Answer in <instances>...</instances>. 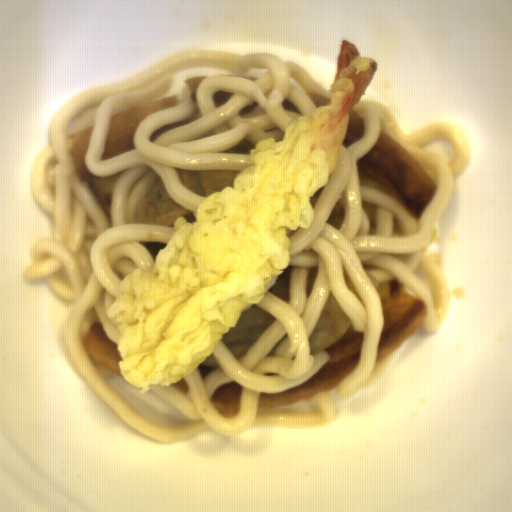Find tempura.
Here are the masks:
<instances>
[{"mask_svg": "<svg viewBox=\"0 0 512 512\" xmlns=\"http://www.w3.org/2000/svg\"><path fill=\"white\" fill-rule=\"evenodd\" d=\"M377 70L342 39L328 104L297 116L280 141H257L246 156L253 166L200 203L196 221L174 220L152 271L137 268L120 282L105 312L122 322L120 372L141 394L197 369L262 301L271 277L291 267L288 229L313 223L311 197L337 168L350 113Z\"/></svg>", "mask_w": 512, "mask_h": 512, "instance_id": "tempura-1", "label": "tempura"}]
</instances>
